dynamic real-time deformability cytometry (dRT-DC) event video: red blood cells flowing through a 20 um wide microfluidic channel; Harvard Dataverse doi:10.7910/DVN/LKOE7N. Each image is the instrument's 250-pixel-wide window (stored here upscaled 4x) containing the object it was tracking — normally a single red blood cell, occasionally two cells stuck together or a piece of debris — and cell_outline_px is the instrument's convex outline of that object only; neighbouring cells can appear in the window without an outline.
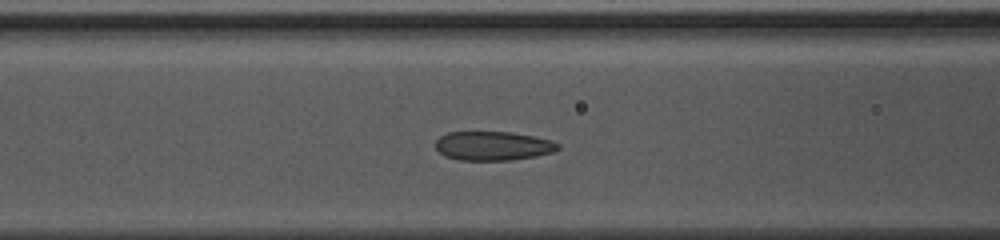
{"species": "common noctule bat (a hibernating species)", "species_latin": "Nyctalus noctula", "temperature_condition": "warm", "stored_images_in_passage": 30, "camera_frame_rate_fps": 3000, "um_per_image_px": 0.085, "animal": {"sex": "female", "body_mass_g": 10.0, "forearm_length_mm": 53.1}, "frame": {"image": 1, "passage_image": 6, "time_ms": 1.667, "image_size_px": [1000, 240], "cell_outline_px": [[560, 148], [552, 152], [536, 156], [512, 160], [460, 160], [448, 156], [440, 152], [436, 148], [436, 140], [440, 136], [448, 132], [508, 132], [532, 136], [552, 140], [560, 144]], "centroid_in_image_um": [41.93, 12.4], "position_along_channel_um": 124.7, "area_um2": 20.58}}
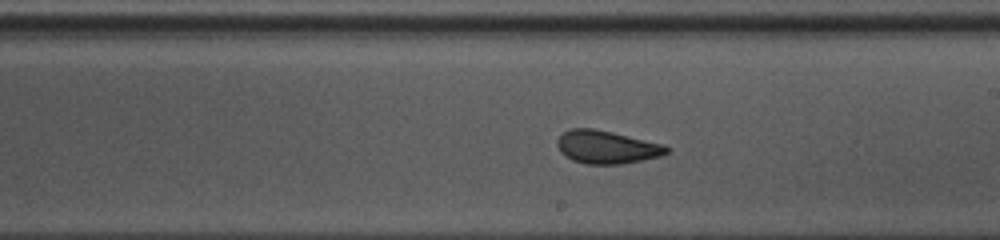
{"frame": {"image": 2, "passage_image": 14, "time_ms": 4.333, "image_size_px": [1000, 240], "cell_outline_px": [[668, 152], [660, 156], [624, 164], [584, 164], [572, 160], [564, 156], [560, 152], [556, 144], [556, 140], [564, 132], [572, 128], [592, 128], [612, 132], [664, 144], [668, 148]], "centroid_in_image_um": [51.54, 12.51], "position_along_channel_um": 237.5, "area_um2": 21.1}}
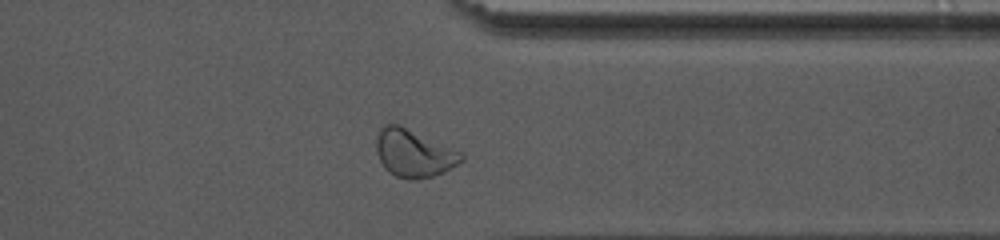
{"frame": {"image": 3, "passage_image": 24, "time_ms": 7.667, "image_size_px": [1000, 240], "cell_outline_px": [[464, 160], [444, 172], [432, 176], [412, 180], [408, 180], [396, 176], [388, 172], [384, 168], [376, 152], [376, 140], [384, 124], [400, 124], [460, 152], [464, 156]], "centroid_in_image_um": [35.15, 13.04], "position_along_channel_um": 376.3, "area_um2": 23.41}, "authors_computed_cell_mechanics": {"area_um2": 21.2993, "velocity_mm_per_s": 4.227, "shape_relaxation_time_tau1_ms": 3.8947, "shape_relaxation_time_tau2_ms": 1.1108, "deformation_change_tau1": 0.1254, "deformation_change_tau2": 0.0665}}